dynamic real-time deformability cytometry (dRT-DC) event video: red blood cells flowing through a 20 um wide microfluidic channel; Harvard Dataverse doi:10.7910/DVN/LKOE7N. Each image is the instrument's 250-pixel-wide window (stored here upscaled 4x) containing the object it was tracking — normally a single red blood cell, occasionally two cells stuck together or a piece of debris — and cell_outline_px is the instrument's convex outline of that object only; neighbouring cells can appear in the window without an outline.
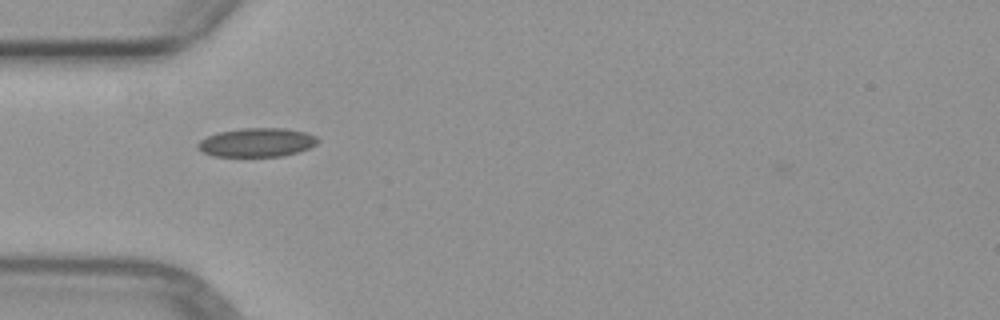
{"species": "common noctule bat (a hibernating species)", "species_latin": "Nyctalus noctula", "temperature_condition": "warm", "stored_images_in_passage": 3, "camera_frame_rate_fps": 3000, "um_per_image_px": 0.085, "animal": {"sex": "female", "body_mass_g": 29.2, "forearm_length_mm": 56.3}, "frame": {"image": 1, "passage_image": 1, "time_ms": 0.0, "image_size_px": [1000, 320], "cell_outline_px": [[320, 140], [316, 144], [308, 148], [296, 152], [280, 156], [212, 156], [196, 148], [196, 144], [200, 140], [208, 136], [220, 132], [244, 128], [288, 128], [308, 132], [316, 136]], "centroid_in_image_um": [21.85, 12.1], "position_along_channel_um": 63.2, "area_um2": 20.11}}
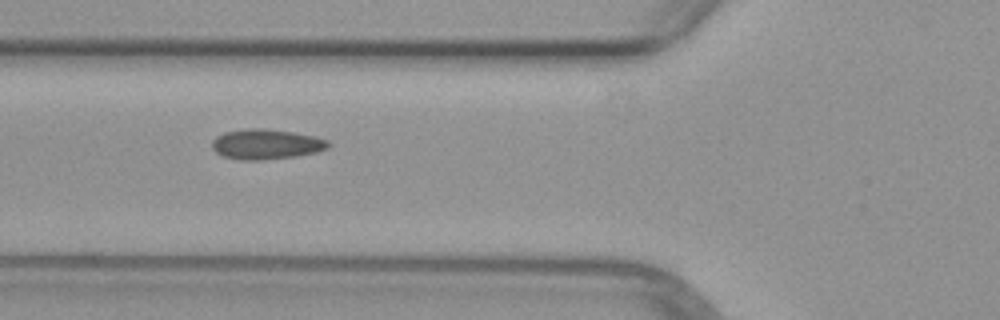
{"frame": {"image": 2, "passage_image": 2, "time_ms": 1.0, "image_size_px": [1000, 320], "cell_outline_px": [[332, 144], [328, 148], [316, 152], [296, 156], [260, 160], [240, 160], [224, 156], [216, 152], [212, 148], [212, 140], [216, 136], [224, 132], [248, 128], [264, 128], [292, 132], [316, 136], [328, 140]], "centroid_in_image_um": [22.64, 12.25], "position_along_channel_um": 103.2, "area_um2": 20.52}}
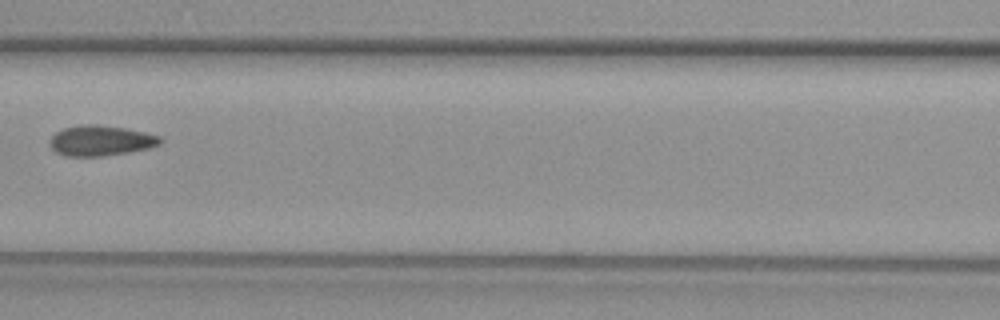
{"frame": {"image": 3, "passage_image": 3, "time_ms": 2.333, "image_size_px": [1000, 320], "cell_outline_px": [[164, 140], [160, 144], [148, 148], [128, 152], [100, 156], [68, 156], [56, 152], [52, 148], [48, 140], [56, 132], [64, 128], [80, 124], [96, 124], [124, 128], [144, 132], [160, 136]], "centroid_in_image_um": [8.55, 11.94], "position_along_channel_um": 158.0, "area_um2": 19.48}}